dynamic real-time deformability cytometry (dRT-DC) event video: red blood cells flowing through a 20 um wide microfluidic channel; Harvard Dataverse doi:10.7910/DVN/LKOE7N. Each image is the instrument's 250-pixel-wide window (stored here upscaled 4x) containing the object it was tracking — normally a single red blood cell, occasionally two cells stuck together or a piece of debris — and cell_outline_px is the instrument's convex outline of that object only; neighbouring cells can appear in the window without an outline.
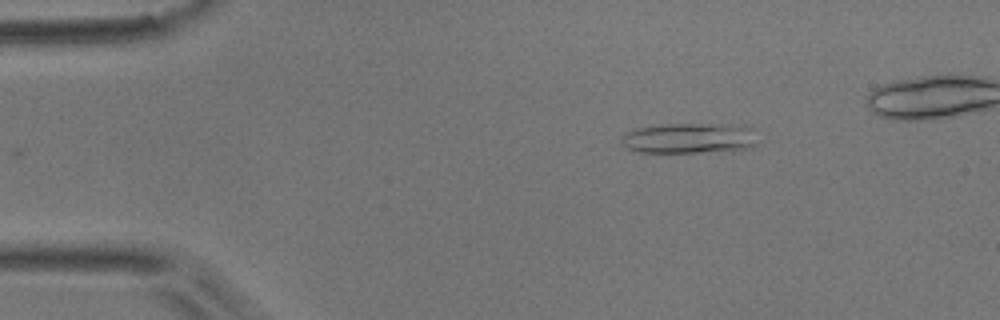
{"species": "common noctule bat (a hibernating species)", "species_latin": "Nyctalus noctula", "temperature_condition": "room temperature", "stored_images_in_passage": 38, "camera_frame_rate_fps": 3000, "um_per_image_px": 0.085, "animal": {"sex": "male", "body_mass_g": 17.9}, "frame": {"image": 1, "passage_image": 1, "time_ms": 0.0, "image_size_px": [1000, 320], "cell_outline_px": [[752, 144], [744, 148], [700, 152], [636, 152], [620, 144], [624, 136], [628, 132], [636, 128], [660, 124], [720, 124], [752, 128]], "centroid_in_image_um": [58.43, 11.74], "position_along_channel_um": 26.6, "area_um2": 23.35}}
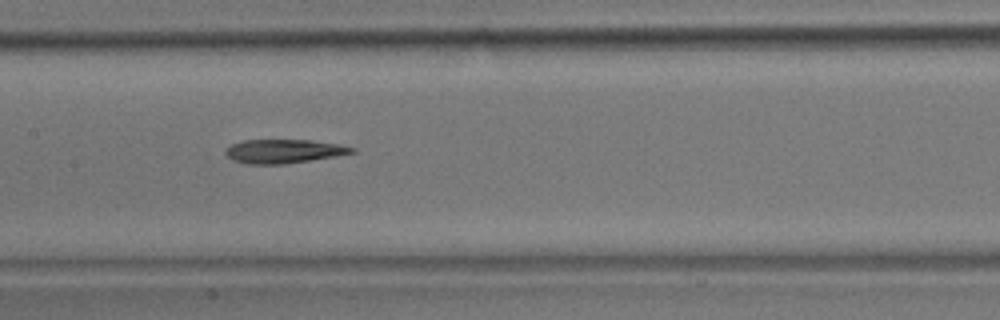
{"frame": {"image": 2, "passage_image": 18, "time_ms": 5.667, "image_size_px": [1000, 320], "cell_outline_px": [[356, 152], [284, 164], [248, 164], [232, 160], [224, 152], [232, 144], [244, 140], [312, 140], [340, 144], [356, 148]], "centroid_in_image_um": [24.12, 12.85], "position_along_channel_um": 183.3, "area_um2": 17.34}}
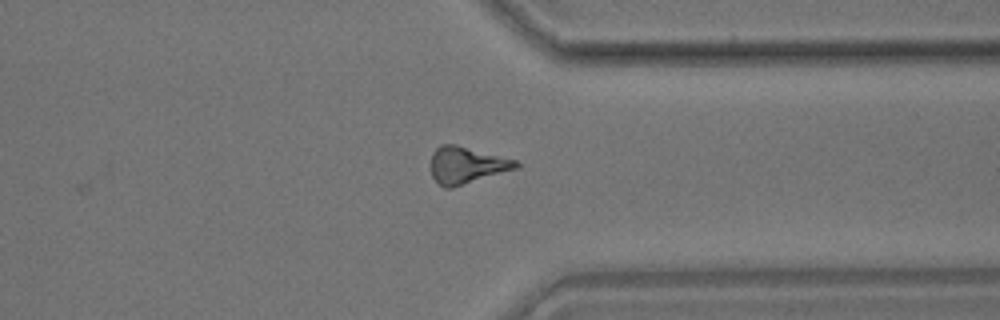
{"frame": {"image": 3, "passage_image": 33, "time_ms": 10.667, "image_size_px": [1000, 320], "cell_outline_px": [[520, 168], [452, 188], [444, 188], [432, 176], [432, 152], [440, 144], [456, 144], [516, 160], [520, 164]], "centroid_in_image_um": [39.69, 14.04], "position_along_channel_um": 371.7, "area_um2": 18.32}}